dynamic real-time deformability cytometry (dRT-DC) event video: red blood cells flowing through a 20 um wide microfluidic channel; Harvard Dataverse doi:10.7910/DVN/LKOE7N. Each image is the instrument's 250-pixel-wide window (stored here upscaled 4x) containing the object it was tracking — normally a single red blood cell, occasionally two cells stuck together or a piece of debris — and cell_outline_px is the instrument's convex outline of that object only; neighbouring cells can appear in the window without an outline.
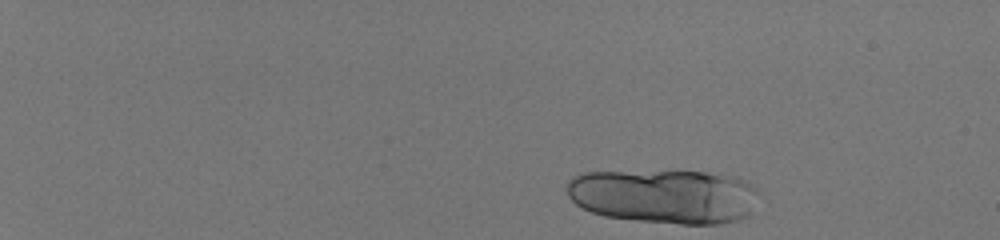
{"species": "human", "species_latin": "Homo sapiens", "temperature_condition": "room temperature", "stored_images_in_passage": 16, "camera_frame_rate_fps": 3000, "um_per_image_px": 0.085, "donor": {"sex": "male"}, "frame": {"image": 1, "passage_image": 1, "time_ms": 0.0, "image_size_px": [1000, 240], "cell_outline_px": [[756, 192], [748, 212], [744, 216], [736, 220], [720, 224], [680, 224], [636, 220], [604, 216], [592, 212], [576, 204], [568, 196], [568, 180], [584, 172], [704, 172], [736, 176], [748, 180], [756, 188]], "centroid_in_image_um": [56.44, 16.68], "position_along_channel_um": 28.6, "area_um2": 60.23}}